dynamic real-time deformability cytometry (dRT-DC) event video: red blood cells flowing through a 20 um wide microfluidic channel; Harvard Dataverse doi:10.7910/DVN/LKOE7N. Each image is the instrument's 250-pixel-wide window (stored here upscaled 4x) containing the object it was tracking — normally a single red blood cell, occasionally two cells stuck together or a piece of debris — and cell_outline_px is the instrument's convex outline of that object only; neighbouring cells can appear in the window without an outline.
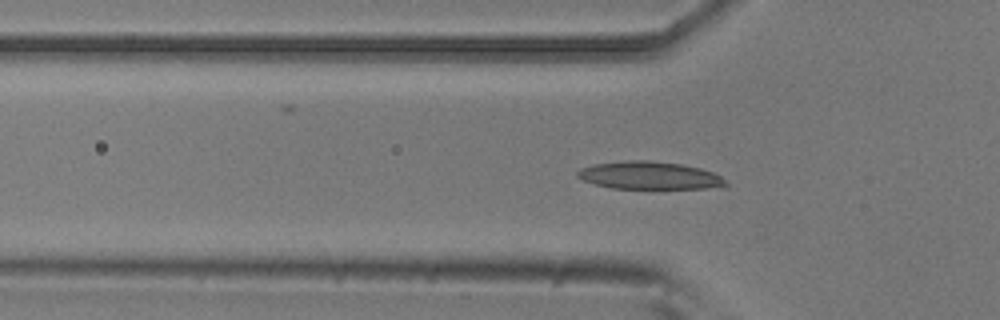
{"species": "common noctule bat (a hibernating species)", "species_latin": "Nyctalus noctula", "temperature_condition": "room temperature", "stored_images_in_passage": 47, "camera_frame_rate_fps": 3000, "um_per_image_px": 0.085, "animal": {"sex": "male", "body_mass_g": 20.5, "forearm_length_mm": 52.5}, "frame": {"image": 1, "passage_image": 17, "time_ms": 5.333, "image_size_px": [1000, 320], "cell_outline_px": [[728, 188], [612, 188], [596, 184], [584, 180], [576, 176], [576, 172], [580, 168], [592, 164], [628, 160], [648, 160], [680, 164], [700, 168], [712, 172], [720, 176], [728, 184]], "centroid_in_image_um": [55.22, 14.91], "position_along_channel_um": 70.6, "area_um2": 23.93}}
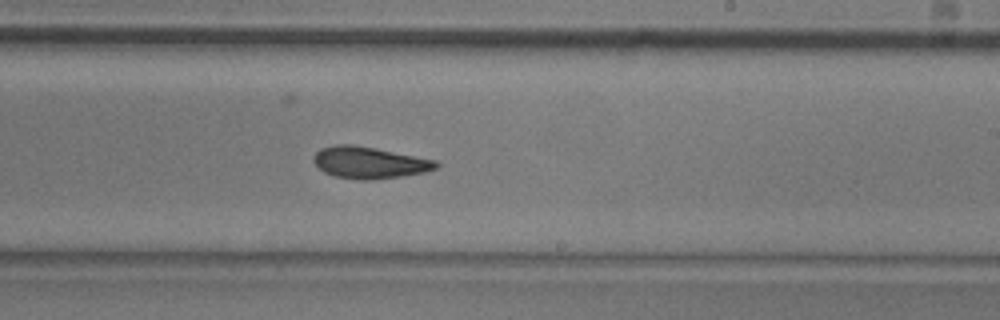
{"frame": {"image": 2, "passage_image": 32, "time_ms": 10.333, "image_size_px": [1000, 320], "cell_outline_px": [[440, 164], [436, 168], [424, 172], [400, 176], [372, 180], [360, 180], [336, 176], [324, 172], [312, 160], [312, 156], [320, 148], [336, 144], [352, 144], [376, 148], [436, 160]], "centroid_in_image_um": [31.37, 13.81], "position_along_channel_um": 257.6, "area_um2": 22.6}}
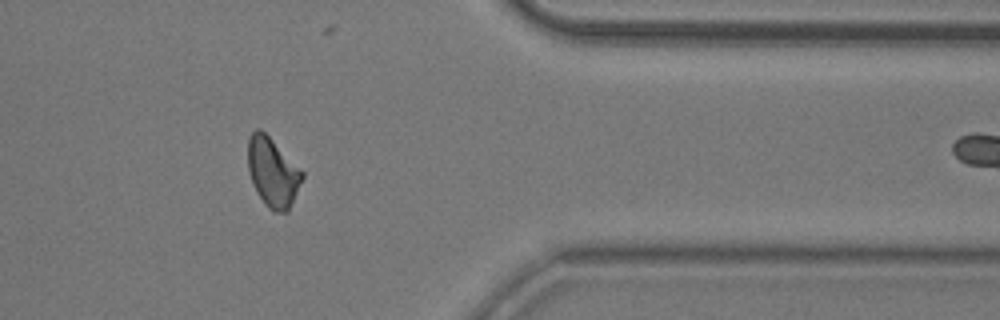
{"frame": {"image": 3, "passage_image": 44, "time_ms": 14.333, "image_size_px": [1000, 320], "cell_outline_px": [[304, 176], [288, 212], [272, 212], [264, 204], [252, 184], [248, 172], [248, 136], [256, 128], [260, 128], [304, 172]], "centroid_in_image_um": [23.16, 14.66], "position_along_channel_um": 388.2, "area_um2": 21.91}, "authors_computed_cell_mechanics": {"area_um2": 22.4842, "velocity_mm_per_s": 3.721, "shape_relaxation_time_tau1_ms": 6.0005, "shape_relaxation_time_tau2_ms": 3.6303, "deformation_change_tau1": 0.1415, "deformation_change_tau2": 0.1032}}